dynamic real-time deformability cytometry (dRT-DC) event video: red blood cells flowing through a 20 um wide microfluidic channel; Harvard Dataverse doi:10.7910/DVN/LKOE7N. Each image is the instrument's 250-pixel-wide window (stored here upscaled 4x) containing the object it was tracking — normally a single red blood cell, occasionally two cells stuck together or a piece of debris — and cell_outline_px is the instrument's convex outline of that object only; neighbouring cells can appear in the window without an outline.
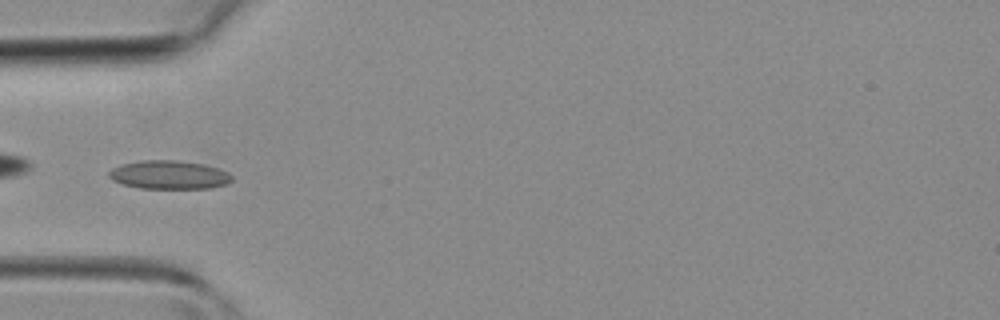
{"species": "common noctule bat (a hibernating species)", "species_latin": "Nyctalus noctula", "temperature_condition": "room temperature", "stored_images_in_passage": 6, "camera_frame_rate_fps": 3000, "um_per_image_px": 0.085, "animal": {"sex": "female", "body_mass_g": 19.3, "forearm_length_mm": 54.1}, "frame": {"image": 1, "passage_image": 2, "time_ms": 0.333, "image_size_px": [1000, 320], "cell_outline_px": [[232, 180], [224, 184], [212, 188], [140, 188], [124, 184], [112, 180], [108, 176], [108, 172], [112, 168], [120, 164], [140, 160], [176, 160], [204, 164], [220, 168], [228, 172], [232, 176]], "centroid_in_image_um": [14.36, 14.85], "position_along_channel_um": 70.6, "area_um2": 20.52}}